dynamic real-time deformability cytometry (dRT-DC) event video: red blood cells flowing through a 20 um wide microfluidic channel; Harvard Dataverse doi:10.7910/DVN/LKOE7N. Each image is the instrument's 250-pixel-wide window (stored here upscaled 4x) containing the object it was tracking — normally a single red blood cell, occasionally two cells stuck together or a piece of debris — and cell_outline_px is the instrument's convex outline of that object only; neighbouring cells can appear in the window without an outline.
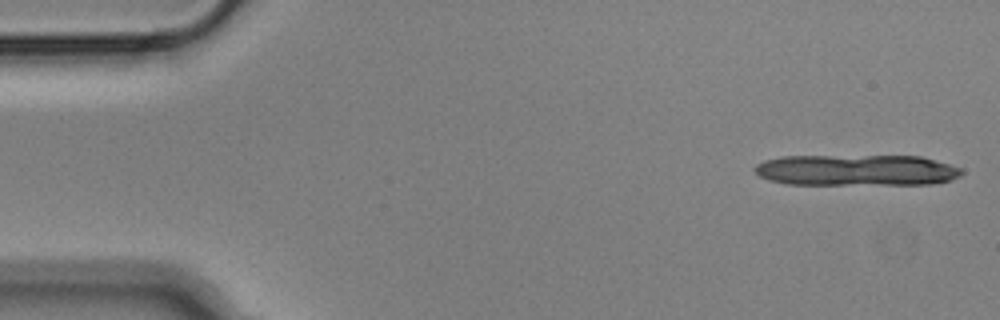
{"species": "Egyptian fruit bat (a non-hibernating species)", "species_latin": "Rousettus aegyptiacus", "temperature_condition": "cold", "stored_images_in_passage": 9, "camera_frame_rate_fps": 3000, "um_per_image_px": 0.085, "animal": {"sex": "male"}, "frame": {"image": 1, "passage_image": 1, "time_ms": 0.0, "image_size_px": [1000, 320], "cell_outline_px": [[964, 172], [960, 176], [952, 180], [932, 184], [784, 184], [768, 180], [760, 176], [752, 168], [756, 164], [764, 160], [780, 156], [920, 156], [948, 164], [960, 168]], "centroid_in_image_um": [72.77, 14.47], "position_along_channel_um": 12.2, "area_um2": 37.74}}